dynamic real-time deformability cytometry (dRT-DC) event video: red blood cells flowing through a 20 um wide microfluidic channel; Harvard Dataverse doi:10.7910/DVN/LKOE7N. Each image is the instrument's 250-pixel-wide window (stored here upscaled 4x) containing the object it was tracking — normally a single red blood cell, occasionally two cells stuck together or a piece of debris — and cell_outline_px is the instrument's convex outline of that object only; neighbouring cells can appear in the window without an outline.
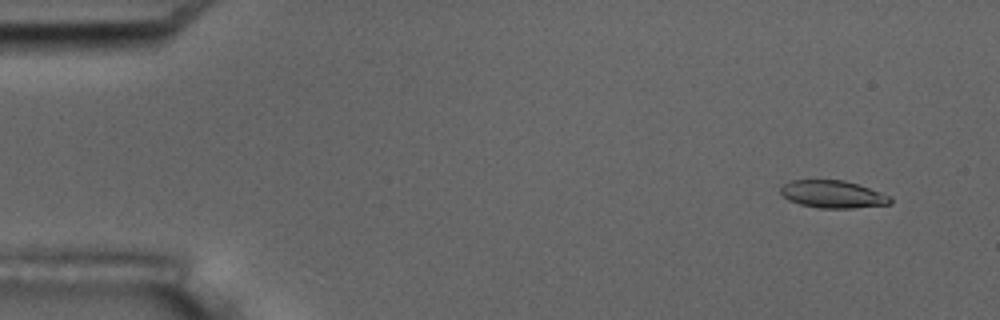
{"species": "common noctule bat (a hibernating species)", "species_latin": "Nyctalus noctula", "temperature_condition": "room temperature", "stored_images_in_passage": 6, "camera_frame_rate_fps": 3000, "um_per_image_px": 0.085, "animal": {"sex": "male", "body_mass_g": 17.5, "forearm_length_mm": 52.3}, "frame": {"image": 1, "passage_image": 2, "time_ms": 1.0, "image_size_px": [1000, 320], "cell_outline_px": [[892, 204], [852, 208], [820, 208], [800, 204], [788, 200], [780, 192], [780, 188], [784, 184], [792, 180], [844, 180], [892, 196]], "centroid_in_image_um": [70.8, 16.52], "position_along_channel_um": 14.2, "area_um2": 17.51}}
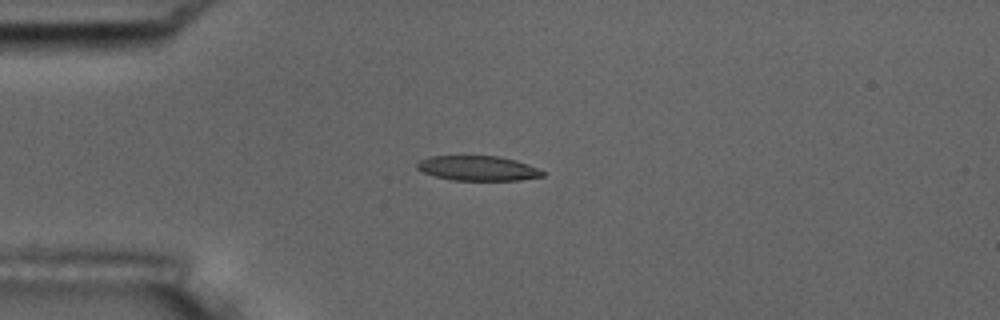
{"frame": {"image": 2, "passage_image": 5, "time_ms": 4.333, "image_size_px": [1000, 320], "cell_outline_px": [[544, 176], [520, 180], [452, 180], [436, 176], [424, 172], [416, 168], [416, 164], [420, 160], [428, 156], [496, 156], [528, 164], [544, 172]], "centroid_in_image_um": [40.59, 14.3], "position_along_channel_um": 44.4, "area_um2": 17.92}}